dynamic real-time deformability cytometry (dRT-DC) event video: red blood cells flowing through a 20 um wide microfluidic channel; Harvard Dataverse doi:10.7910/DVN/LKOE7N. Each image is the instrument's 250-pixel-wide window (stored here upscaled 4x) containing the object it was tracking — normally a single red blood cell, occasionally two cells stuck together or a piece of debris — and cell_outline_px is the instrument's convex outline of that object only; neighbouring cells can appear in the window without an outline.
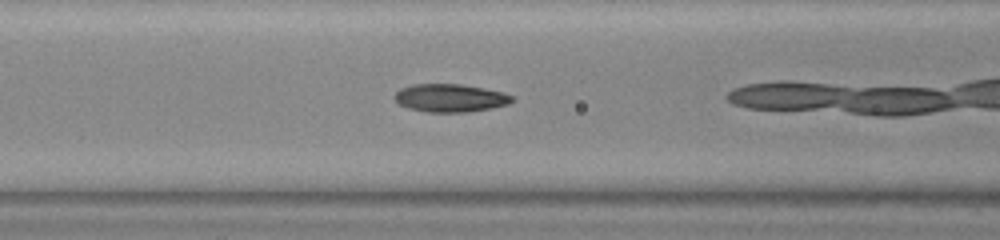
{"species": "common noctule bat (a hibernating species)", "species_latin": "Nyctalus noctula", "temperature_condition": "warm", "stored_images_in_passage": 10, "camera_frame_rate_fps": 3000, "um_per_image_px": 0.085, "animal": {"sex": "female", "body_mass_g": 23.0, "forearm_length_mm": 53.4}, "frame": {"image": 1, "passage_image": 5, "time_ms": 1.333, "image_size_px": [1000, 240], "cell_outline_px": [[516, 100], [508, 104], [492, 108], [464, 112], [428, 112], [408, 108], [400, 104], [396, 100], [396, 92], [400, 88], [412, 84], [460, 84], [484, 88], [504, 92], [512, 96]], "centroid_in_image_um": [38.3, 8.32], "position_along_channel_um": 128.3, "area_um2": 19.13}}